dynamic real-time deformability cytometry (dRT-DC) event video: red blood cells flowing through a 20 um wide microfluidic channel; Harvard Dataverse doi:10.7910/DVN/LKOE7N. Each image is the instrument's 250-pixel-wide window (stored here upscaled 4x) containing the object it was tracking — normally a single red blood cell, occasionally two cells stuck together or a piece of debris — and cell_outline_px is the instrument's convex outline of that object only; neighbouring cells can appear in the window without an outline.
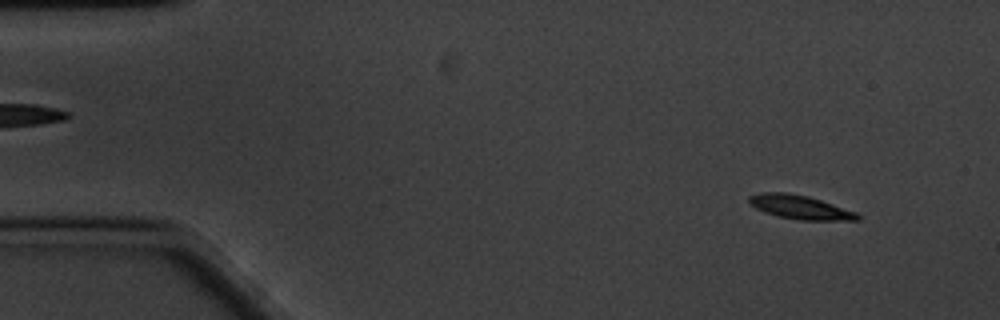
{"species": "common noctule bat (a hibernating species)", "species_latin": "Nyctalus noctula", "temperature_condition": "cold", "stored_images_in_passage": 60, "camera_frame_rate_fps": 3000, "um_per_image_px": 0.085, "animal": {"sex": "male", "body_mass_g": 20.1, "forearm_length_mm": 53.5}, "frame": {"image": 1, "passage_image": 5, "time_ms": 1.333, "image_size_px": [1000, 320], "cell_outline_px": [[860, 220], [800, 220], [776, 216], [764, 212], [756, 208], [748, 200], [748, 196], [760, 192], [788, 192], [808, 196], [856, 212], [860, 216]], "centroid_in_image_um": [67.98, 17.6], "position_along_channel_um": 17.0, "area_um2": 15.03}}
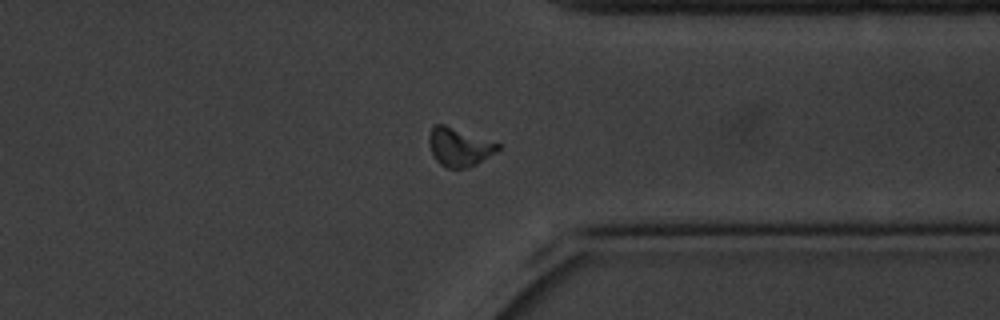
{"frame": {"image": 2, "passage_image": 46, "time_ms": 15.0, "image_size_px": [1000, 320], "cell_outline_px": [[500, 148], [476, 164], [464, 168], [448, 168], [440, 164], [436, 160], [428, 144], [428, 136], [432, 128], [436, 124], [444, 124], [500, 144]], "centroid_in_image_um": [38.99, 12.49], "position_along_channel_um": 372.4, "area_um2": 15.09}}
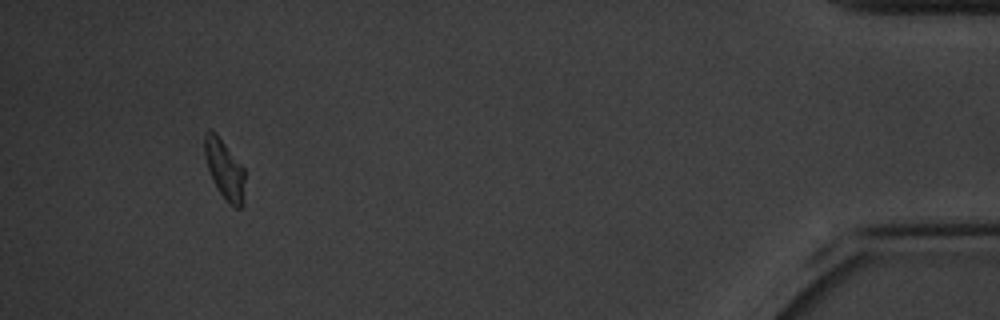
{"frame": {"image": 3, "passage_image": 56, "time_ms": 18.333, "image_size_px": [1000, 320], "cell_outline_px": [[244, 204], [240, 208], [236, 208], [228, 204], [224, 200], [208, 168], [204, 156], [204, 132], [208, 128], [216, 132], [244, 168]], "centroid_in_image_um": [19.09, 14.38], "position_along_channel_um": 416.1, "area_um2": 14.05}, "authors_computed_cell_mechanics": {"area_um2": 14.8835, "velocity_mm_per_s": 3.2967, "shape_relaxation_time_tau1_ms": 2.3181, "shape_relaxation_time_tau2_ms": 6.8567, "deformation_change_tau1": 0.1375, "deformation_change_tau2": 0.1095}}